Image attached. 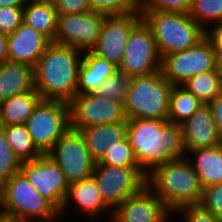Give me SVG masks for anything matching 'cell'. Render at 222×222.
Segmentation results:
<instances>
[{
  "label": "cell",
  "mask_w": 222,
  "mask_h": 222,
  "mask_svg": "<svg viewBox=\"0 0 222 222\" xmlns=\"http://www.w3.org/2000/svg\"><path fill=\"white\" fill-rule=\"evenodd\" d=\"M127 139L146 176L168 161L186 157L181 125L167 119H127Z\"/></svg>",
  "instance_id": "cell-1"
},
{
  "label": "cell",
  "mask_w": 222,
  "mask_h": 222,
  "mask_svg": "<svg viewBox=\"0 0 222 222\" xmlns=\"http://www.w3.org/2000/svg\"><path fill=\"white\" fill-rule=\"evenodd\" d=\"M84 52L50 42L34 67L35 89L43 100L70 102L77 94Z\"/></svg>",
  "instance_id": "cell-2"
},
{
  "label": "cell",
  "mask_w": 222,
  "mask_h": 222,
  "mask_svg": "<svg viewBox=\"0 0 222 222\" xmlns=\"http://www.w3.org/2000/svg\"><path fill=\"white\" fill-rule=\"evenodd\" d=\"M146 185L172 213L184 205L199 204L203 192L199 176L187 157L156 167L147 175Z\"/></svg>",
  "instance_id": "cell-3"
},
{
  "label": "cell",
  "mask_w": 222,
  "mask_h": 222,
  "mask_svg": "<svg viewBox=\"0 0 222 222\" xmlns=\"http://www.w3.org/2000/svg\"><path fill=\"white\" fill-rule=\"evenodd\" d=\"M2 216L20 222H54L60 212L29 183L20 171L0 187Z\"/></svg>",
  "instance_id": "cell-4"
},
{
  "label": "cell",
  "mask_w": 222,
  "mask_h": 222,
  "mask_svg": "<svg viewBox=\"0 0 222 222\" xmlns=\"http://www.w3.org/2000/svg\"><path fill=\"white\" fill-rule=\"evenodd\" d=\"M141 14L153 33L161 58L188 49L206 36L189 13L141 11Z\"/></svg>",
  "instance_id": "cell-5"
},
{
  "label": "cell",
  "mask_w": 222,
  "mask_h": 222,
  "mask_svg": "<svg viewBox=\"0 0 222 222\" xmlns=\"http://www.w3.org/2000/svg\"><path fill=\"white\" fill-rule=\"evenodd\" d=\"M172 87L162 70L134 76L124 102L127 119H167Z\"/></svg>",
  "instance_id": "cell-6"
},
{
  "label": "cell",
  "mask_w": 222,
  "mask_h": 222,
  "mask_svg": "<svg viewBox=\"0 0 222 222\" xmlns=\"http://www.w3.org/2000/svg\"><path fill=\"white\" fill-rule=\"evenodd\" d=\"M32 142L42 154H48L71 127L70 105L61 100H41L25 123Z\"/></svg>",
  "instance_id": "cell-7"
},
{
  "label": "cell",
  "mask_w": 222,
  "mask_h": 222,
  "mask_svg": "<svg viewBox=\"0 0 222 222\" xmlns=\"http://www.w3.org/2000/svg\"><path fill=\"white\" fill-rule=\"evenodd\" d=\"M218 67V55L205 36L194 46L162 58L161 70L172 85H182L188 79Z\"/></svg>",
  "instance_id": "cell-8"
},
{
  "label": "cell",
  "mask_w": 222,
  "mask_h": 222,
  "mask_svg": "<svg viewBox=\"0 0 222 222\" xmlns=\"http://www.w3.org/2000/svg\"><path fill=\"white\" fill-rule=\"evenodd\" d=\"M92 177L105 203L115 211L128 197L138 193L147 182L140 167H114L95 163Z\"/></svg>",
  "instance_id": "cell-9"
},
{
  "label": "cell",
  "mask_w": 222,
  "mask_h": 222,
  "mask_svg": "<svg viewBox=\"0 0 222 222\" xmlns=\"http://www.w3.org/2000/svg\"><path fill=\"white\" fill-rule=\"evenodd\" d=\"M47 155L59 165L69 185L92 177L96 162L76 129L70 127Z\"/></svg>",
  "instance_id": "cell-10"
},
{
  "label": "cell",
  "mask_w": 222,
  "mask_h": 222,
  "mask_svg": "<svg viewBox=\"0 0 222 222\" xmlns=\"http://www.w3.org/2000/svg\"><path fill=\"white\" fill-rule=\"evenodd\" d=\"M161 65L153 33L142 19L130 32L119 69L134 77L160 71Z\"/></svg>",
  "instance_id": "cell-11"
},
{
  "label": "cell",
  "mask_w": 222,
  "mask_h": 222,
  "mask_svg": "<svg viewBox=\"0 0 222 222\" xmlns=\"http://www.w3.org/2000/svg\"><path fill=\"white\" fill-rule=\"evenodd\" d=\"M71 128L80 131L89 126L127 121L124 102L99 94H76L69 102Z\"/></svg>",
  "instance_id": "cell-12"
},
{
  "label": "cell",
  "mask_w": 222,
  "mask_h": 222,
  "mask_svg": "<svg viewBox=\"0 0 222 222\" xmlns=\"http://www.w3.org/2000/svg\"><path fill=\"white\" fill-rule=\"evenodd\" d=\"M20 171L37 192L61 212L69 183L59 165L45 154L34 160L24 161Z\"/></svg>",
  "instance_id": "cell-13"
},
{
  "label": "cell",
  "mask_w": 222,
  "mask_h": 222,
  "mask_svg": "<svg viewBox=\"0 0 222 222\" xmlns=\"http://www.w3.org/2000/svg\"><path fill=\"white\" fill-rule=\"evenodd\" d=\"M105 17L106 15L93 11L58 14L54 42L82 52L91 51L98 41Z\"/></svg>",
  "instance_id": "cell-14"
},
{
  "label": "cell",
  "mask_w": 222,
  "mask_h": 222,
  "mask_svg": "<svg viewBox=\"0 0 222 222\" xmlns=\"http://www.w3.org/2000/svg\"><path fill=\"white\" fill-rule=\"evenodd\" d=\"M141 20V13L106 16L98 41L91 52L119 68L130 32Z\"/></svg>",
  "instance_id": "cell-15"
},
{
  "label": "cell",
  "mask_w": 222,
  "mask_h": 222,
  "mask_svg": "<svg viewBox=\"0 0 222 222\" xmlns=\"http://www.w3.org/2000/svg\"><path fill=\"white\" fill-rule=\"evenodd\" d=\"M173 213L145 185L128 197L114 212L112 222H170Z\"/></svg>",
  "instance_id": "cell-16"
},
{
  "label": "cell",
  "mask_w": 222,
  "mask_h": 222,
  "mask_svg": "<svg viewBox=\"0 0 222 222\" xmlns=\"http://www.w3.org/2000/svg\"><path fill=\"white\" fill-rule=\"evenodd\" d=\"M73 203L77 206L74 209H77L82 217L85 216L92 221L98 216L100 219V215H102L107 220L109 218L108 222H112L114 211L105 203L93 177L69 185L60 215L62 216L68 210V205H72Z\"/></svg>",
  "instance_id": "cell-17"
},
{
  "label": "cell",
  "mask_w": 222,
  "mask_h": 222,
  "mask_svg": "<svg viewBox=\"0 0 222 222\" xmlns=\"http://www.w3.org/2000/svg\"><path fill=\"white\" fill-rule=\"evenodd\" d=\"M186 151L222 144L210 107L203 104L189 119L181 124Z\"/></svg>",
  "instance_id": "cell-18"
},
{
  "label": "cell",
  "mask_w": 222,
  "mask_h": 222,
  "mask_svg": "<svg viewBox=\"0 0 222 222\" xmlns=\"http://www.w3.org/2000/svg\"><path fill=\"white\" fill-rule=\"evenodd\" d=\"M49 43L43 34L22 23L8 35V60L35 67Z\"/></svg>",
  "instance_id": "cell-19"
},
{
  "label": "cell",
  "mask_w": 222,
  "mask_h": 222,
  "mask_svg": "<svg viewBox=\"0 0 222 222\" xmlns=\"http://www.w3.org/2000/svg\"><path fill=\"white\" fill-rule=\"evenodd\" d=\"M80 132L91 158L97 163L105 156L108 145L127 137V121L89 126Z\"/></svg>",
  "instance_id": "cell-20"
},
{
  "label": "cell",
  "mask_w": 222,
  "mask_h": 222,
  "mask_svg": "<svg viewBox=\"0 0 222 222\" xmlns=\"http://www.w3.org/2000/svg\"><path fill=\"white\" fill-rule=\"evenodd\" d=\"M31 90H36L34 67L9 60L0 64V103Z\"/></svg>",
  "instance_id": "cell-21"
},
{
  "label": "cell",
  "mask_w": 222,
  "mask_h": 222,
  "mask_svg": "<svg viewBox=\"0 0 222 222\" xmlns=\"http://www.w3.org/2000/svg\"><path fill=\"white\" fill-rule=\"evenodd\" d=\"M189 156V157H188ZM194 156V159L190 157ZM202 187L222 183V144L186 151Z\"/></svg>",
  "instance_id": "cell-22"
},
{
  "label": "cell",
  "mask_w": 222,
  "mask_h": 222,
  "mask_svg": "<svg viewBox=\"0 0 222 222\" xmlns=\"http://www.w3.org/2000/svg\"><path fill=\"white\" fill-rule=\"evenodd\" d=\"M116 69L110 61L91 51L84 52L79 66L77 94L95 93L102 82L112 77Z\"/></svg>",
  "instance_id": "cell-23"
},
{
  "label": "cell",
  "mask_w": 222,
  "mask_h": 222,
  "mask_svg": "<svg viewBox=\"0 0 222 222\" xmlns=\"http://www.w3.org/2000/svg\"><path fill=\"white\" fill-rule=\"evenodd\" d=\"M58 13L52 2L26 0L23 6V23L54 42L57 32Z\"/></svg>",
  "instance_id": "cell-24"
},
{
  "label": "cell",
  "mask_w": 222,
  "mask_h": 222,
  "mask_svg": "<svg viewBox=\"0 0 222 222\" xmlns=\"http://www.w3.org/2000/svg\"><path fill=\"white\" fill-rule=\"evenodd\" d=\"M42 100L36 90L12 96L0 103V126L25 124L34 108Z\"/></svg>",
  "instance_id": "cell-25"
},
{
  "label": "cell",
  "mask_w": 222,
  "mask_h": 222,
  "mask_svg": "<svg viewBox=\"0 0 222 222\" xmlns=\"http://www.w3.org/2000/svg\"><path fill=\"white\" fill-rule=\"evenodd\" d=\"M203 103L182 85H173L170 94L167 120L181 125L189 119Z\"/></svg>",
  "instance_id": "cell-26"
},
{
  "label": "cell",
  "mask_w": 222,
  "mask_h": 222,
  "mask_svg": "<svg viewBox=\"0 0 222 222\" xmlns=\"http://www.w3.org/2000/svg\"><path fill=\"white\" fill-rule=\"evenodd\" d=\"M182 86L193 93L203 104H208L222 92V76L219 67L193 76Z\"/></svg>",
  "instance_id": "cell-27"
},
{
  "label": "cell",
  "mask_w": 222,
  "mask_h": 222,
  "mask_svg": "<svg viewBox=\"0 0 222 222\" xmlns=\"http://www.w3.org/2000/svg\"><path fill=\"white\" fill-rule=\"evenodd\" d=\"M0 129L22 162L34 160L42 155L34 146L25 124L0 126Z\"/></svg>",
  "instance_id": "cell-28"
},
{
  "label": "cell",
  "mask_w": 222,
  "mask_h": 222,
  "mask_svg": "<svg viewBox=\"0 0 222 222\" xmlns=\"http://www.w3.org/2000/svg\"><path fill=\"white\" fill-rule=\"evenodd\" d=\"M189 15L206 31L211 25L222 23V0H193Z\"/></svg>",
  "instance_id": "cell-29"
},
{
  "label": "cell",
  "mask_w": 222,
  "mask_h": 222,
  "mask_svg": "<svg viewBox=\"0 0 222 222\" xmlns=\"http://www.w3.org/2000/svg\"><path fill=\"white\" fill-rule=\"evenodd\" d=\"M133 77L117 68L112 77L106 79L98 87L96 93L116 102H125L126 94L131 88Z\"/></svg>",
  "instance_id": "cell-30"
},
{
  "label": "cell",
  "mask_w": 222,
  "mask_h": 222,
  "mask_svg": "<svg viewBox=\"0 0 222 222\" xmlns=\"http://www.w3.org/2000/svg\"><path fill=\"white\" fill-rule=\"evenodd\" d=\"M98 163L114 167H139L127 137L108 145L105 156Z\"/></svg>",
  "instance_id": "cell-31"
},
{
  "label": "cell",
  "mask_w": 222,
  "mask_h": 222,
  "mask_svg": "<svg viewBox=\"0 0 222 222\" xmlns=\"http://www.w3.org/2000/svg\"><path fill=\"white\" fill-rule=\"evenodd\" d=\"M91 11L106 16L141 13V0H90Z\"/></svg>",
  "instance_id": "cell-32"
},
{
  "label": "cell",
  "mask_w": 222,
  "mask_h": 222,
  "mask_svg": "<svg viewBox=\"0 0 222 222\" xmlns=\"http://www.w3.org/2000/svg\"><path fill=\"white\" fill-rule=\"evenodd\" d=\"M22 163L0 129V187L20 172Z\"/></svg>",
  "instance_id": "cell-33"
},
{
  "label": "cell",
  "mask_w": 222,
  "mask_h": 222,
  "mask_svg": "<svg viewBox=\"0 0 222 222\" xmlns=\"http://www.w3.org/2000/svg\"><path fill=\"white\" fill-rule=\"evenodd\" d=\"M193 0H141V11L189 13Z\"/></svg>",
  "instance_id": "cell-34"
},
{
  "label": "cell",
  "mask_w": 222,
  "mask_h": 222,
  "mask_svg": "<svg viewBox=\"0 0 222 222\" xmlns=\"http://www.w3.org/2000/svg\"><path fill=\"white\" fill-rule=\"evenodd\" d=\"M199 205L222 220V183L204 187Z\"/></svg>",
  "instance_id": "cell-35"
},
{
  "label": "cell",
  "mask_w": 222,
  "mask_h": 222,
  "mask_svg": "<svg viewBox=\"0 0 222 222\" xmlns=\"http://www.w3.org/2000/svg\"><path fill=\"white\" fill-rule=\"evenodd\" d=\"M23 23V7H0V33L11 35Z\"/></svg>",
  "instance_id": "cell-36"
},
{
  "label": "cell",
  "mask_w": 222,
  "mask_h": 222,
  "mask_svg": "<svg viewBox=\"0 0 222 222\" xmlns=\"http://www.w3.org/2000/svg\"><path fill=\"white\" fill-rule=\"evenodd\" d=\"M173 214H181L183 222H222V220L202 208L199 204L184 205L178 208Z\"/></svg>",
  "instance_id": "cell-37"
},
{
  "label": "cell",
  "mask_w": 222,
  "mask_h": 222,
  "mask_svg": "<svg viewBox=\"0 0 222 222\" xmlns=\"http://www.w3.org/2000/svg\"><path fill=\"white\" fill-rule=\"evenodd\" d=\"M54 4L58 14H76L91 11L90 0H56Z\"/></svg>",
  "instance_id": "cell-38"
},
{
  "label": "cell",
  "mask_w": 222,
  "mask_h": 222,
  "mask_svg": "<svg viewBox=\"0 0 222 222\" xmlns=\"http://www.w3.org/2000/svg\"><path fill=\"white\" fill-rule=\"evenodd\" d=\"M206 37L210 40L218 57H222V23L214 24L206 30Z\"/></svg>",
  "instance_id": "cell-39"
},
{
  "label": "cell",
  "mask_w": 222,
  "mask_h": 222,
  "mask_svg": "<svg viewBox=\"0 0 222 222\" xmlns=\"http://www.w3.org/2000/svg\"><path fill=\"white\" fill-rule=\"evenodd\" d=\"M207 105L210 107L218 133L222 137V92Z\"/></svg>",
  "instance_id": "cell-40"
},
{
  "label": "cell",
  "mask_w": 222,
  "mask_h": 222,
  "mask_svg": "<svg viewBox=\"0 0 222 222\" xmlns=\"http://www.w3.org/2000/svg\"><path fill=\"white\" fill-rule=\"evenodd\" d=\"M8 35L0 33V64L8 61Z\"/></svg>",
  "instance_id": "cell-41"
},
{
  "label": "cell",
  "mask_w": 222,
  "mask_h": 222,
  "mask_svg": "<svg viewBox=\"0 0 222 222\" xmlns=\"http://www.w3.org/2000/svg\"><path fill=\"white\" fill-rule=\"evenodd\" d=\"M26 0H0V7H23Z\"/></svg>",
  "instance_id": "cell-42"
},
{
  "label": "cell",
  "mask_w": 222,
  "mask_h": 222,
  "mask_svg": "<svg viewBox=\"0 0 222 222\" xmlns=\"http://www.w3.org/2000/svg\"><path fill=\"white\" fill-rule=\"evenodd\" d=\"M0 222H20V221H17L15 219H10V218H6V217H1L0 218Z\"/></svg>",
  "instance_id": "cell-43"
},
{
  "label": "cell",
  "mask_w": 222,
  "mask_h": 222,
  "mask_svg": "<svg viewBox=\"0 0 222 222\" xmlns=\"http://www.w3.org/2000/svg\"><path fill=\"white\" fill-rule=\"evenodd\" d=\"M218 67L222 76V57H218Z\"/></svg>",
  "instance_id": "cell-44"
},
{
  "label": "cell",
  "mask_w": 222,
  "mask_h": 222,
  "mask_svg": "<svg viewBox=\"0 0 222 222\" xmlns=\"http://www.w3.org/2000/svg\"><path fill=\"white\" fill-rule=\"evenodd\" d=\"M37 1H45V2H52V3H54L56 0H37Z\"/></svg>",
  "instance_id": "cell-45"
},
{
  "label": "cell",
  "mask_w": 222,
  "mask_h": 222,
  "mask_svg": "<svg viewBox=\"0 0 222 222\" xmlns=\"http://www.w3.org/2000/svg\"><path fill=\"white\" fill-rule=\"evenodd\" d=\"M2 217V211H1V198H0V218Z\"/></svg>",
  "instance_id": "cell-46"
}]
</instances>
